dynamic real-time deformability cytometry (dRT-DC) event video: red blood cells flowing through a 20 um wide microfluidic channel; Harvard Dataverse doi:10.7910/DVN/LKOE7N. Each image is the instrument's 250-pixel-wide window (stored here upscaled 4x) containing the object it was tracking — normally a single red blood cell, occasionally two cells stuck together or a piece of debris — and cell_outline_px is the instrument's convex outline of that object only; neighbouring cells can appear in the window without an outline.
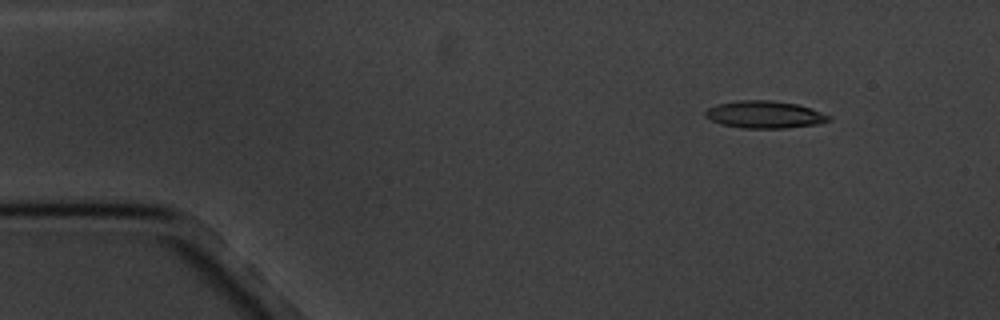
{"species": "common noctule bat (a hibernating species)", "species_latin": "Nyctalus noctula", "temperature_condition": "cold", "stored_images_in_passage": 5, "camera_frame_rate_fps": 3000, "um_per_image_px": 0.085, "animal": {"sex": "male", "body_mass_g": 20.1, "forearm_length_mm": 53.5}, "frame": {"image": 1, "passage_image": 2, "time_ms": 1.0, "image_size_px": [1000, 320], "cell_outline_px": [[832, 120], [820, 124], [784, 128], [744, 128], [720, 124], [704, 116], [704, 112], [708, 108], [716, 104], [740, 100], [768, 100], [796, 104], [812, 108], [832, 116]], "centroid_in_image_um": [65.02, 9.74], "position_along_channel_um": 20.0, "area_um2": 19.77}}
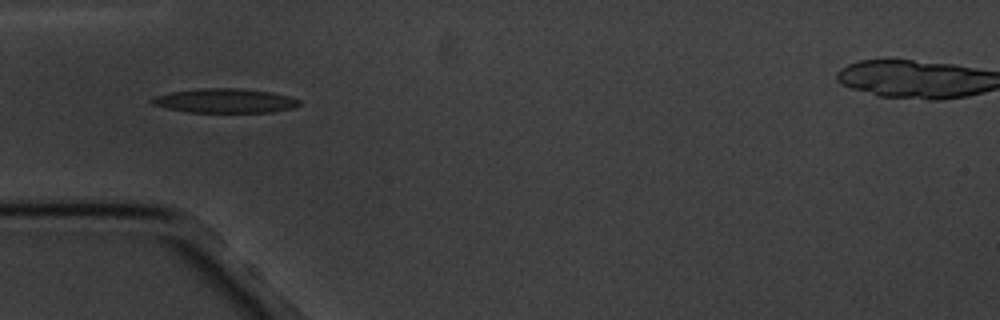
{"frame": {"image": 2, "passage_image": 5, "time_ms": 4.667, "image_size_px": [1000, 320], "cell_outline_px": [[300, 104], [292, 108], [272, 112], [188, 112], [168, 108], [152, 104], [148, 100], [156, 96], [172, 92], [200, 88], [236, 88], [272, 92], [288, 96], [300, 100]], "centroid_in_image_um": [19.12, 8.56], "position_along_channel_um": 65.9, "area_um2": 20.69}}